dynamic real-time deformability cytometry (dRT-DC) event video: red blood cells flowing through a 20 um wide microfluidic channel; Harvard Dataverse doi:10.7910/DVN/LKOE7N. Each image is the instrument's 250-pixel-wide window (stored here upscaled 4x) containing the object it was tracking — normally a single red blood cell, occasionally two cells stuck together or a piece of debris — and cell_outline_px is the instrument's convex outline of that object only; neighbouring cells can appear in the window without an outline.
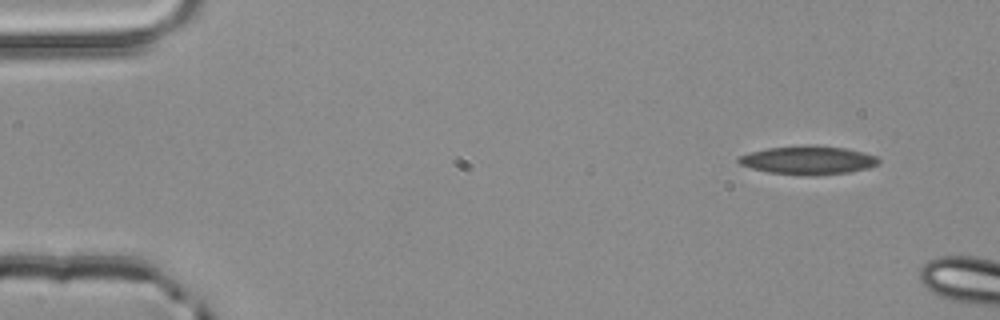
{"species": "common noctule bat (a hibernating species)", "species_latin": "Nyctalus noctula", "temperature_condition": "room temperature", "stored_images_in_passage": 2, "camera_frame_rate_fps": 3000, "um_per_image_px": 0.085, "animal": {"sex": "male", "body_mass_g": 20.4}, "frame": {"image": 1, "passage_image": 2, "time_ms": 0.333, "image_size_px": [1000, 320], "cell_outline_px": [[880, 164], [868, 168], [848, 172], [816, 176], [804, 176], [768, 172], [752, 168], [740, 164], [736, 160], [736, 156], [748, 152], [768, 148], [804, 144], [844, 148], [864, 152], [876, 156], [880, 160]], "centroid_in_image_um": [68.66, 13.61], "position_along_channel_um": 16.3, "area_um2": 23.64}}